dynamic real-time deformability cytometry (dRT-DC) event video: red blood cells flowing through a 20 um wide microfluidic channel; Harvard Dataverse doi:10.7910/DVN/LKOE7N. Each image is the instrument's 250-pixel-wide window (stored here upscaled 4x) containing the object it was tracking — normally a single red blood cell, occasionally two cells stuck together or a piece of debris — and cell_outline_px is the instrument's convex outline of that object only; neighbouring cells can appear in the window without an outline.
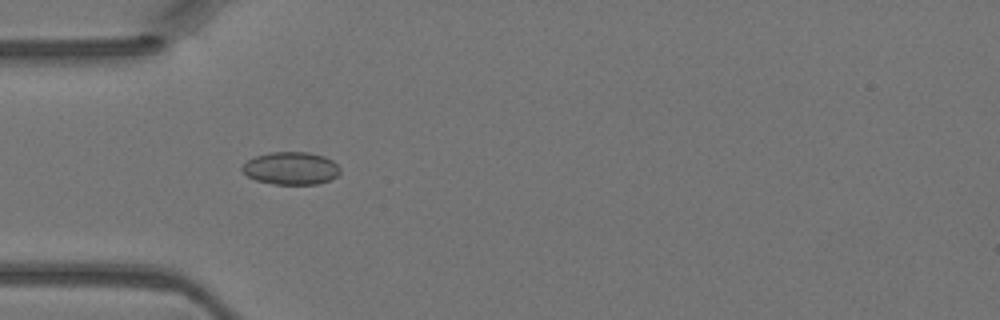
{"species": "Egyptian fruit bat (a non-hibernating species)", "species_latin": "Rousettus aegyptiacus", "temperature_condition": "warm", "stored_images_in_passage": 36, "camera_frame_rate_fps": 3000, "um_per_image_px": 0.085, "animal": {"sex": "female"}, "frame": {"image": 1, "passage_image": 13, "time_ms": 4.0, "image_size_px": [1000, 320], "cell_outline_px": [[340, 172], [336, 176], [328, 180], [316, 184], [276, 184], [256, 180], [248, 176], [240, 168], [248, 160], [256, 156], [272, 152], [308, 152], [324, 156], [332, 160], [340, 168]], "centroid_in_image_um": [24.74, 14.3], "position_along_channel_um": 60.3, "area_um2": 18.44}}
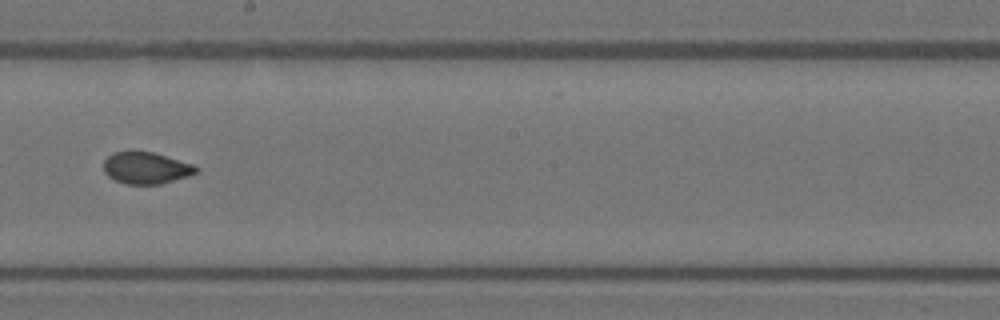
{"frame": {"image": 2, "passage_image": 25, "time_ms": 8.0, "image_size_px": [1000, 320], "cell_outline_px": [[200, 168], [196, 172], [188, 176], [160, 184], [128, 184], [116, 180], [108, 176], [104, 172], [104, 160], [112, 152], [132, 148], [152, 152], [192, 164]], "centroid_in_image_um": [12.36, 14.23], "position_along_channel_um": 235.8, "area_um2": 17.4}}
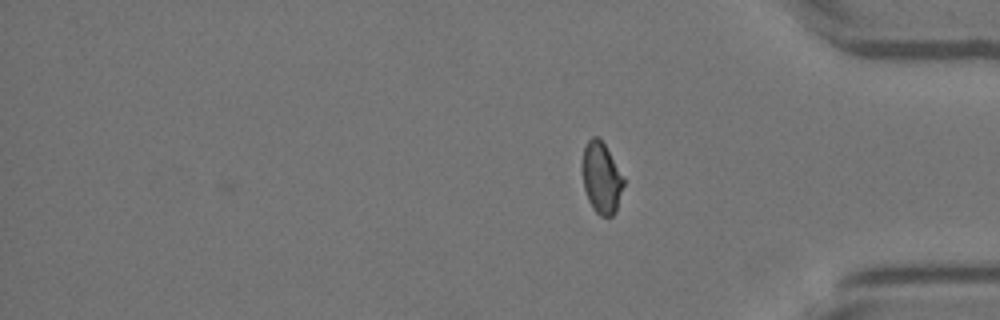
{"frame": {"image": 3, "passage_image": 36, "time_ms": 11.667, "image_size_px": [1000, 320], "cell_outline_px": [[624, 184], [616, 212], [612, 216], [600, 216], [592, 208], [588, 200], [584, 188], [584, 148], [588, 140], [592, 136], [596, 136], [604, 144], [624, 180]], "centroid_in_image_um": [51.13, 15.17], "position_along_channel_um": 384.1, "area_um2": 16.53}}